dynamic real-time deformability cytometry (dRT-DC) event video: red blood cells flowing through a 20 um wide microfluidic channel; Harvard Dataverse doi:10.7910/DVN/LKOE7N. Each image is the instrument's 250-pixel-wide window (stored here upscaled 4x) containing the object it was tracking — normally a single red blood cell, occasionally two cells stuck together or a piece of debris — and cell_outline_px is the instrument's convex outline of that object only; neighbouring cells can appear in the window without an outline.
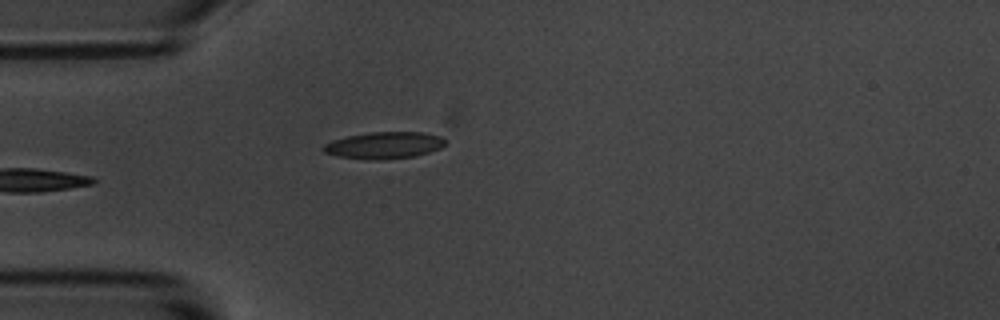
{"species": "common noctule bat (a hibernating species)", "species_latin": "Nyctalus noctula", "temperature_condition": "room temperature", "stored_images_in_passage": 6, "camera_frame_rate_fps": 3000, "um_per_image_px": 0.085, "animal": {"sex": "male", "body_mass_g": 20.1, "forearm_length_mm": 53.5}, "frame": {"image": 1, "passage_image": 6, "time_ms": 6.0, "image_size_px": [1000, 320], "cell_outline_px": [[444, 144], [440, 148], [416, 156], [380, 160], [368, 160], [336, 156], [324, 152], [320, 148], [324, 144], [332, 140], [348, 136], [372, 132], [420, 132], [440, 136], [444, 140]], "centroid_in_image_um": [32.59, 12.36], "position_along_channel_um": 52.4, "area_um2": 19.02}}